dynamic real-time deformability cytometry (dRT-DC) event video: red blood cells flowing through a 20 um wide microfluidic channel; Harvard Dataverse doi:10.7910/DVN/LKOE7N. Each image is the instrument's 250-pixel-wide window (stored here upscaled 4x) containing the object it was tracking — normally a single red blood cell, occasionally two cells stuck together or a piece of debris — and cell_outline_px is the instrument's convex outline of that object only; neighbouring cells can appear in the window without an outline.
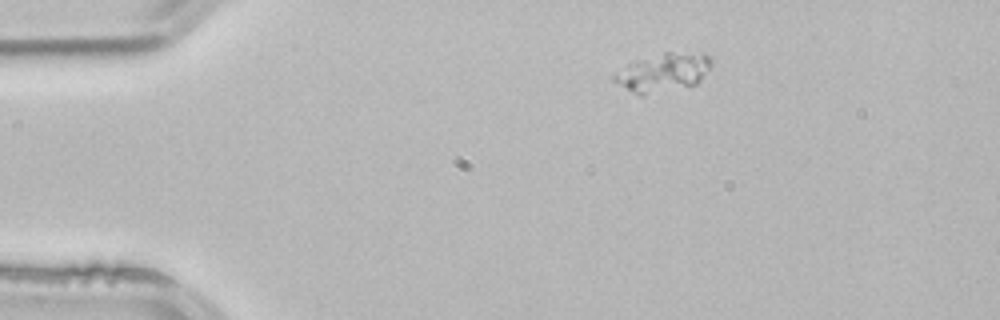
{"species": "common noctule bat (a hibernating species)", "species_latin": "Nyctalus noctula", "temperature_condition": "room temperature", "stored_images_in_passage": 2, "camera_frame_rate_fps": 3000, "um_per_image_px": 0.085, "animal": {"sex": "male", "body_mass_g": 21.5, "forearm_length_mm": 52.0}, "frame": {"image": 1, "passage_image": 1, "time_ms": 0.0, "image_size_px": [1000, 320], "cell_outline_px": [[712, 64], [700, 80], [696, 84], [644, 96], [640, 96], [632, 92], [612, 80], [612, 76], [616, 72], [628, 64], [636, 60], [664, 52], [704, 52], [712, 60]], "centroid_in_image_um": [56.37, 6.15], "position_along_channel_um": 28.6, "area_um2": 21.85}}